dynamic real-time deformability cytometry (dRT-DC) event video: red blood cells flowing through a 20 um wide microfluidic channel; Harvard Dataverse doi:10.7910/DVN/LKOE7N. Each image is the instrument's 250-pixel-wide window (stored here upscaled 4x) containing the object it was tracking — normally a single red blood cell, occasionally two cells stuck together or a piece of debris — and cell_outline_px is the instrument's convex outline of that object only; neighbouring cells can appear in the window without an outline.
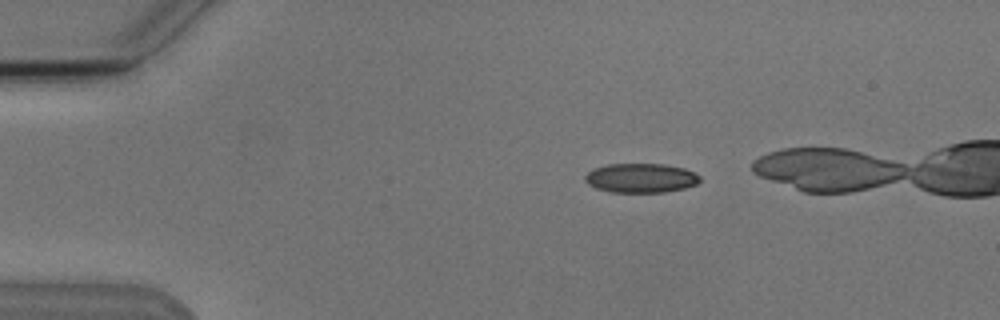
{"species": "Egyptian fruit bat (a non-hibernating species)", "species_latin": "Rousettus aegyptiacus", "temperature_condition": "cold", "stored_images_in_passage": 6, "camera_frame_rate_fps": 3000, "um_per_image_px": 0.085, "animal": {"sex": "male"}, "frame": {"image": 1, "passage_image": 2, "time_ms": 2.0, "image_size_px": [1000, 320], "cell_outline_px": [[700, 180], [696, 184], [684, 188], [664, 192], [612, 192], [596, 188], [588, 184], [584, 180], [584, 176], [592, 168], [608, 164], [664, 164], [684, 168], [700, 176]], "centroid_in_image_um": [54.44, 15.12], "position_along_channel_um": 30.6, "area_um2": 19.59}}